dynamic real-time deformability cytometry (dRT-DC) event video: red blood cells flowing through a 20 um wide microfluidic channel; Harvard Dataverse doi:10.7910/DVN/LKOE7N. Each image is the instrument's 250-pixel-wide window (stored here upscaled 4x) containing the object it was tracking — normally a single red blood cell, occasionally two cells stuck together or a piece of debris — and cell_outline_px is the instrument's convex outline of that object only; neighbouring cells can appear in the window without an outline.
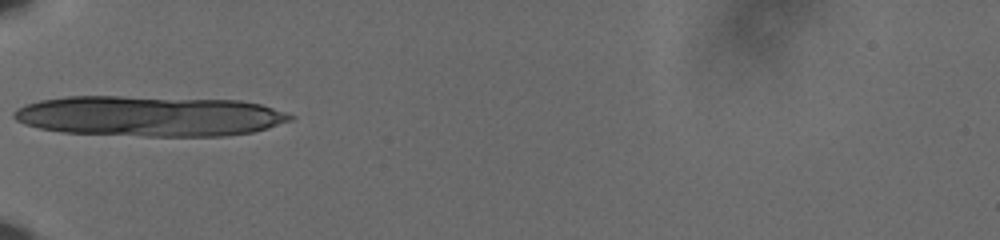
{"species": "human", "species_latin": "Homo sapiens", "temperature_condition": "cold", "stored_images_in_passage": 36, "camera_frame_rate_fps": 3000, "um_per_image_px": 0.085, "donor": {"sex": "male"}, "frame": {"image": 1, "passage_image": 1, "time_ms": 0.0, "image_size_px": [1000, 240], "cell_outline_px": [[296, 116], [292, 120], [252, 132], [224, 136], [144, 136], [64, 132], [40, 128], [24, 124], [16, 120], [12, 116], [12, 112], [16, 108], [24, 104], [40, 100], [68, 96], [120, 96], [240, 100], [260, 104]], "centroid_in_image_um": [12.67, 9.86], "position_along_channel_um": 72.3, "area_um2": 65.26}}